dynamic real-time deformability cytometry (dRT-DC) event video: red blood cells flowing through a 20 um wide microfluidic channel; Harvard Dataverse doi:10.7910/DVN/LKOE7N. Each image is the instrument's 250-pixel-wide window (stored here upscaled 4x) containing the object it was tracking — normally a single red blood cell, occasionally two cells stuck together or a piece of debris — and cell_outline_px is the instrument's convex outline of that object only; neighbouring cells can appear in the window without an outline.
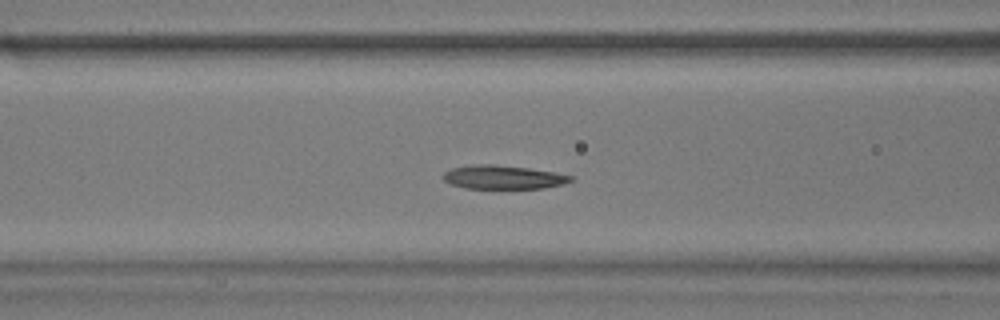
{"species": "common noctule bat (a hibernating species)", "species_latin": "Nyctalus noctula", "temperature_condition": "warm", "stored_images_in_passage": 40, "camera_frame_rate_fps": 3000, "um_per_image_px": 0.085, "animal": {"sex": "male", "body_mass_g": 17.9}, "frame": {"image": 1, "passage_image": 5, "time_ms": 1.333, "image_size_px": [1000, 320], "cell_outline_px": [[576, 180], [564, 184], [544, 188], [464, 188], [452, 184], [444, 180], [444, 172], [452, 168], [476, 164], [492, 164], [528, 168], [552, 172], [572, 176]], "centroid_in_image_um": [42.8, 15.06], "position_along_channel_um": 123.8, "area_um2": 17.46}}
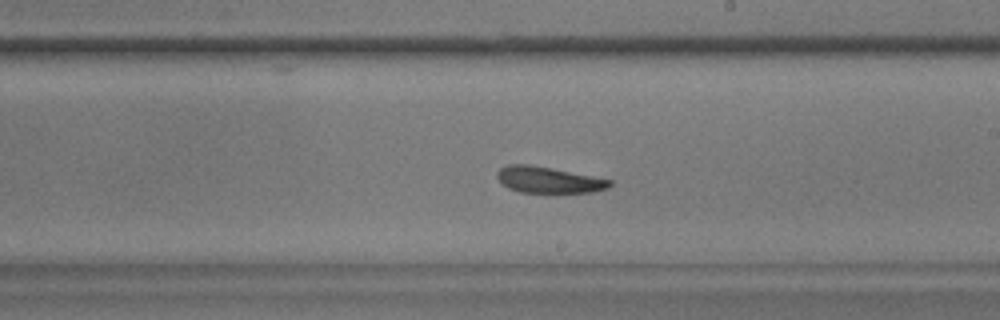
{"frame": {"image": 2, "passage_image": 15, "time_ms": 4.667, "image_size_px": [1000, 320], "cell_outline_px": [[612, 184], [608, 188], [592, 192], [552, 196], [520, 192], [508, 188], [496, 176], [496, 172], [500, 168], [508, 164], [528, 164], [592, 176], [612, 180]], "centroid_in_image_um": [46.64, 15.35], "position_along_channel_um": 242.4, "area_um2": 17.98}}
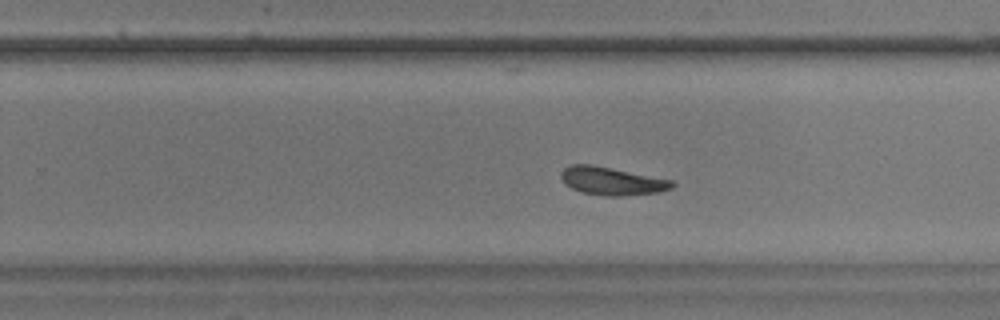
{"frame": {"image": 3, "passage_image": 18, "time_ms": 5.667, "image_size_px": [1000, 320], "cell_outline_px": [[676, 184], [672, 188], [660, 192], [620, 196], [608, 196], [584, 192], [572, 188], [564, 184], [560, 176], [560, 172], [564, 168], [572, 164], [592, 164], [672, 180]], "centroid_in_image_um": [52.0, 15.38], "position_along_channel_um": 277.8, "area_um2": 18.09}}